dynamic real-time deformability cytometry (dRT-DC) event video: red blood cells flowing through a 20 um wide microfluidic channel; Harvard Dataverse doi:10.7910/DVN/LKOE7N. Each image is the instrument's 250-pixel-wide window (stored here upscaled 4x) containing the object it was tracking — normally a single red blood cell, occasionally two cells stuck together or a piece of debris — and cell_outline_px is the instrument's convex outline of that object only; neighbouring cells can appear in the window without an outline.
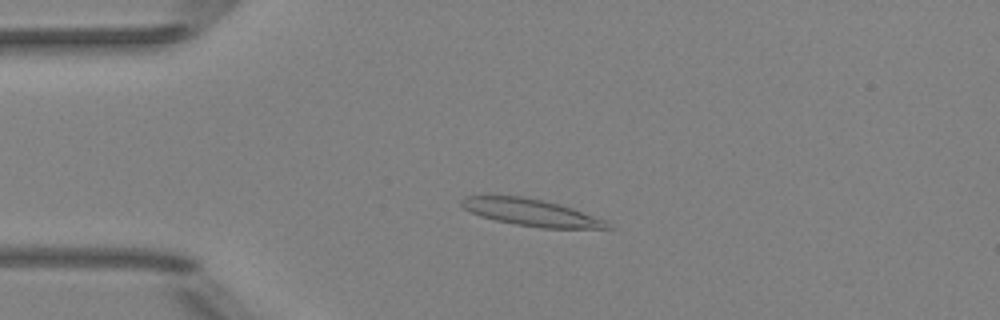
{"species": "Egyptian fruit bat (a non-hibernating species)", "species_latin": "Rousettus aegyptiacus", "temperature_condition": "room temperature", "stored_images_in_passage": 8, "camera_frame_rate_fps": 3000, "um_per_image_px": 0.085, "animal": {"sex": "female"}, "frame": {"image": 1, "passage_image": 4, "time_ms": 3.333, "image_size_px": [1000, 320], "cell_outline_px": [[612, 228], [540, 228], [516, 224], [496, 220], [480, 216], [464, 208], [460, 204], [460, 200], [468, 196], [524, 196], [544, 200], [560, 204], [572, 208], [604, 220]], "centroid_in_image_um": [45.12, 18.05], "position_along_channel_um": 39.9, "area_um2": 22.54}}
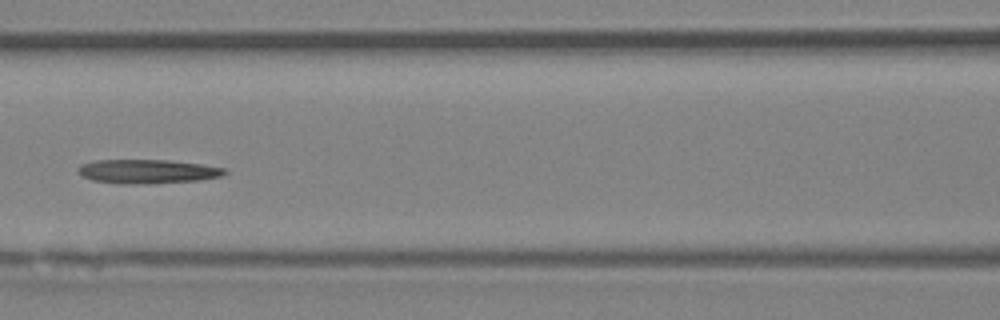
{"frame": {"image": 2, "passage_image": 7, "time_ms": 7.0, "image_size_px": [1000, 320], "cell_outline_px": [[228, 172], [220, 176], [200, 180], [148, 184], [124, 184], [92, 180], [76, 172], [76, 168], [80, 164], [92, 160], [168, 160], [200, 164], [224, 168]], "centroid_in_image_um": [12.48, 14.57], "position_along_channel_um": 154.1, "area_um2": 20.63}}
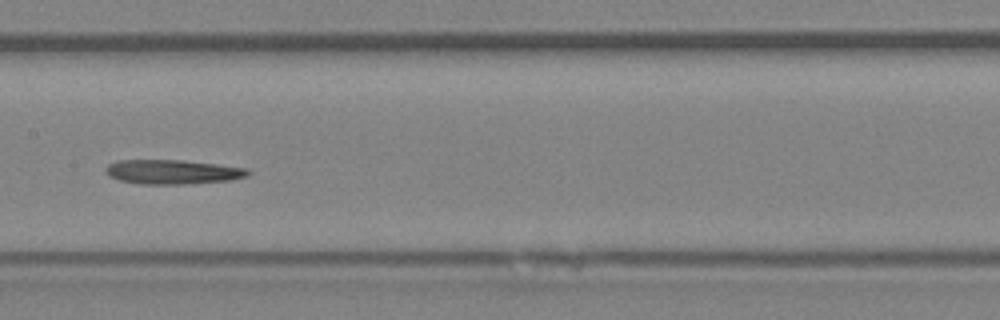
{"frame": {"image": 3, "passage_image": 8, "time_ms": 8.0, "image_size_px": [1000, 320], "cell_outline_px": [[252, 172], [248, 176], [232, 180], [184, 184], [140, 184], [120, 180], [108, 176], [104, 168], [108, 164], [116, 160], [184, 160], [248, 168]], "centroid_in_image_um": [14.68, 14.61], "position_along_channel_um": 192.7, "area_um2": 20.4}}